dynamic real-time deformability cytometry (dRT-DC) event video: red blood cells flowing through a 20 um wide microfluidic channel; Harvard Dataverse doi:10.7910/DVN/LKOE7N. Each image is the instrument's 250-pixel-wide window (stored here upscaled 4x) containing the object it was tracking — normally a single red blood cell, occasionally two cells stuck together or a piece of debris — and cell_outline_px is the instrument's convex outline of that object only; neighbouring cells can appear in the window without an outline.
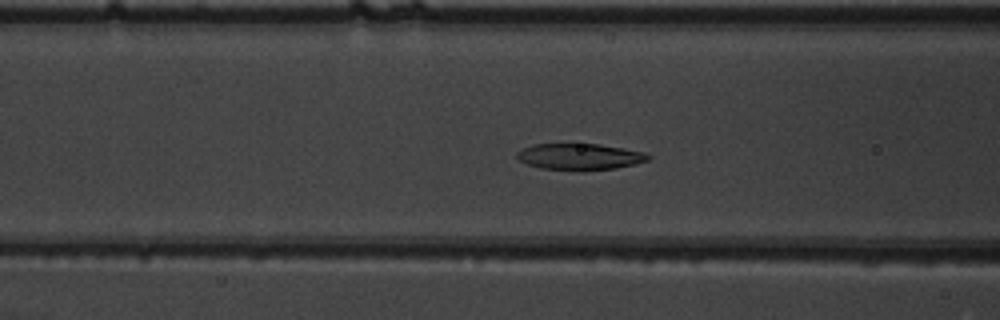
{"species": "common noctule bat (a hibernating species)", "species_latin": "Nyctalus noctula", "temperature_condition": "warm", "stored_images_in_passage": 54, "segment_of_instrument_passage": [1, 2], "camera_frame_rate_fps": 3000, "um_per_image_px": 0.085, "animal": {"sex": "male", "body_mass_g": 19.5, "forearm_length_mm": 54.6}, "frame": {"image": 1, "passage_image": 21, "time_ms": 6.667, "image_size_px": [1000, 320], "cell_outline_px": [[652, 156], [648, 160], [636, 164], [616, 168], [580, 172], [576, 172], [540, 168], [528, 164], [520, 160], [516, 156], [516, 152], [532, 144], [600, 144], [624, 148], [640, 152]], "centroid_in_image_um": [49.26, 13.34], "position_along_channel_um": 117.3, "area_um2": 20.46}}
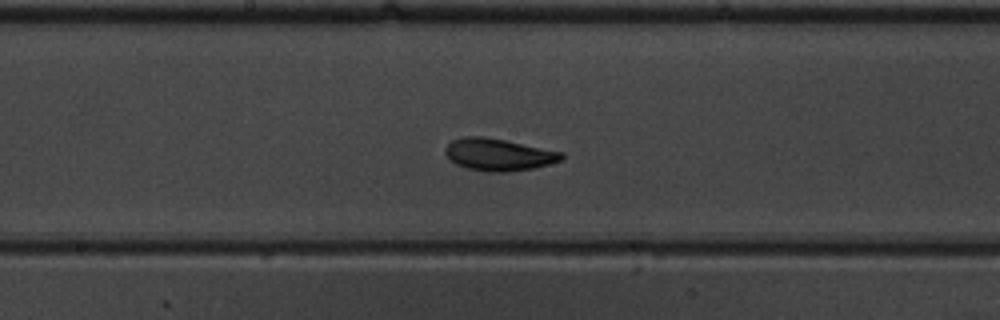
{"frame": {"image": 2, "passage_image": 28, "time_ms": 9.0, "image_size_px": [1000, 320], "cell_outline_px": [[564, 156], [560, 160], [548, 164], [532, 168], [504, 172], [488, 172], [468, 168], [456, 164], [444, 152], [444, 148], [452, 140], [464, 136], [484, 136], [564, 152]], "centroid_in_image_um": [42.36, 13.13], "position_along_channel_um": 205.8, "area_um2": 21.56}}
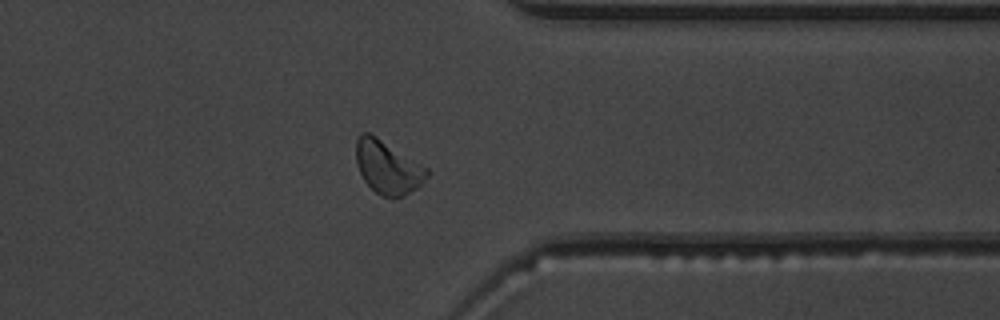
{"frame": {"image": 3, "passage_image": 42, "time_ms": 13.667, "image_size_px": [1000, 320], "cell_outline_px": [[428, 176], [416, 188], [404, 196], [380, 196], [364, 180], [360, 172], [356, 160], [356, 140], [360, 132], [368, 132], [376, 136], [428, 168]], "centroid_in_image_um": [32.94, 14.19], "position_along_channel_um": 378.5, "area_um2": 21.62}}